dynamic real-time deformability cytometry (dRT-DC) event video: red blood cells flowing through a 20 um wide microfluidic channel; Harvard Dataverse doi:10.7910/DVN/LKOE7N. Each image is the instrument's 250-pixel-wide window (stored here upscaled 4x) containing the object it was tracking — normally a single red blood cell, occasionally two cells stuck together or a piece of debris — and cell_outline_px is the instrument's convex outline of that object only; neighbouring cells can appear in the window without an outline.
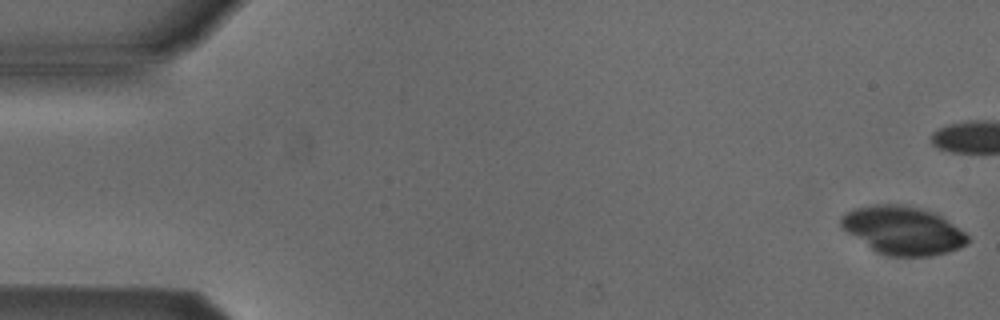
{"species": "Egyptian fruit bat (a non-hibernating species)", "species_latin": "Rousettus aegyptiacus", "temperature_condition": "cold", "stored_images_in_passage": 10, "camera_frame_rate_fps": 3000, "um_per_image_px": 0.085, "animal": {"sex": "male"}, "frame": {"image": 1, "passage_image": 1, "time_ms": 0.0, "image_size_px": [1000, 320], "cell_outline_px": [[968, 240], [960, 248], [948, 252], [928, 256], [888, 256], [876, 252], [848, 232], [840, 224], [840, 216], [856, 208], [876, 204], [896, 204], [920, 208], [932, 212], [940, 216], [964, 232], [968, 236]], "centroid_in_image_um": [76.74, 19.59], "position_along_channel_um": 8.3, "area_um2": 34.97}}